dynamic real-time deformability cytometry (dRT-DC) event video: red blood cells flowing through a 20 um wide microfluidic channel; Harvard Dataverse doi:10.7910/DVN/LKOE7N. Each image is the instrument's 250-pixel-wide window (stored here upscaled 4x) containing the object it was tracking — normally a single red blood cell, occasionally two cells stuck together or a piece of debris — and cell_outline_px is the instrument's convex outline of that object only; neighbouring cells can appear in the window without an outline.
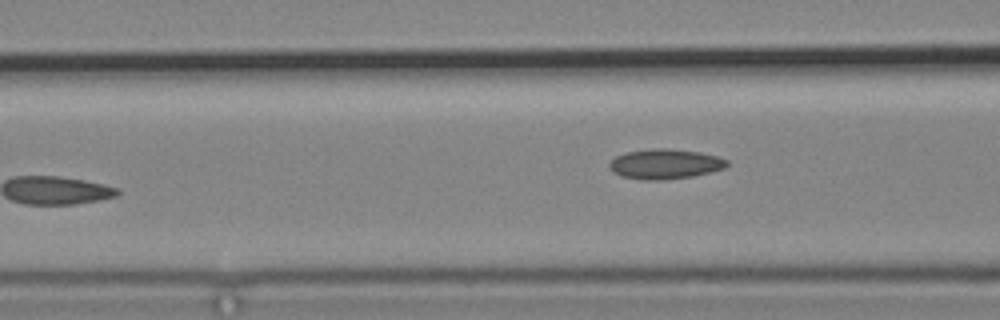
{"species": "common noctule bat (a hibernating species)", "species_latin": "Nyctalus noctula", "temperature_condition": "cold", "stored_images_in_passage": 4, "camera_frame_rate_fps": 3000, "um_per_image_px": 0.085, "animal": {"sex": "male", "body_mass_g": 19.2, "forearm_length_mm": 51.8}, "frame": {"image": 1, "passage_image": 4, "time_ms": 7.0, "image_size_px": [1000, 320], "cell_outline_px": [[728, 164], [724, 168], [712, 172], [692, 176], [660, 180], [644, 180], [620, 176], [612, 172], [608, 168], [608, 164], [616, 156], [624, 152], [652, 148], [668, 148], [700, 152], [716, 156], [728, 160]], "centroid_in_image_um": [56.49, 13.93], "position_along_channel_um": 110.1, "area_um2": 20.69}}